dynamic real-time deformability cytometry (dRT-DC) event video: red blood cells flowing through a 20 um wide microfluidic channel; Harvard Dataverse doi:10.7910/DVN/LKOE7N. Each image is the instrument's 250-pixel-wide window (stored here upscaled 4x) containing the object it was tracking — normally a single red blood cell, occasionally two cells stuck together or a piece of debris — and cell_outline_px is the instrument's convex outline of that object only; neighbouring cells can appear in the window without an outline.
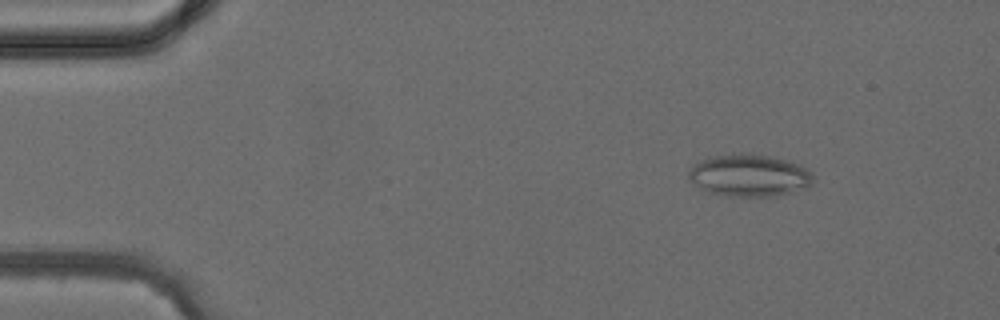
{"species": "common noctule bat (a hibernating species)", "species_latin": "Nyctalus noctula", "temperature_condition": "cold", "stored_images_in_passage": 4, "camera_frame_rate_fps": 3000, "um_per_image_px": 0.085, "animal": {"sex": "female", "body_mass_g": 24.6, "forearm_length_mm": 56.2}, "frame": {"image": 1, "passage_image": 2, "time_ms": 1.333, "image_size_px": [1000, 320], "cell_outline_px": [[812, 184], [804, 188], [792, 192], [776, 196], [728, 196], [712, 192], [704, 188], [692, 180], [688, 176], [688, 172], [692, 164], [700, 160], [712, 156], [740, 152], [744, 152], [768, 156], [788, 160], [800, 164], [812, 172]], "centroid_in_image_um": [63.72, 14.88], "position_along_channel_um": 21.3, "area_um2": 30.52}}